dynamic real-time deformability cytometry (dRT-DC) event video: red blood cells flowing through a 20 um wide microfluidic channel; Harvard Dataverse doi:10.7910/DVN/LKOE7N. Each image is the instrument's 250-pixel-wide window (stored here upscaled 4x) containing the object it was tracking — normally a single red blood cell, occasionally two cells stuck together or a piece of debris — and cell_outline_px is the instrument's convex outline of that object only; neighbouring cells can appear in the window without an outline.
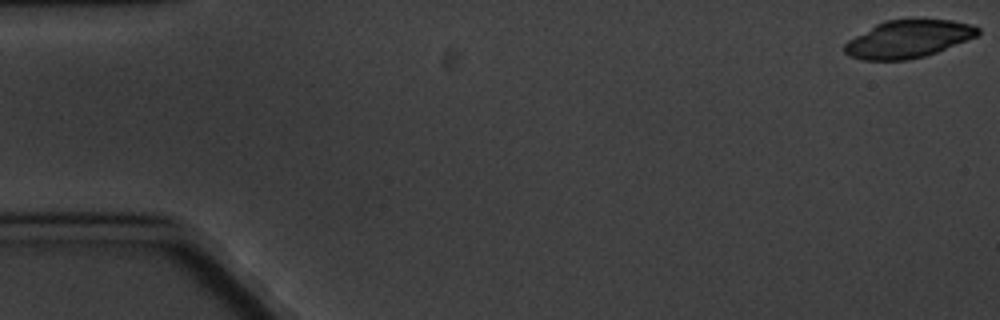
{"species": "common noctule bat (a hibernating species)", "species_latin": "Nyctalus noctula", "temperature_condition": "cold", "stored_images_in_passage": 7, "camera_frame_rate_fps": 3000, "um_per_image_px": 0.085, "animal": {"sex": "male", "body_mass_g": 20.1, "forearm_length_mm": 53.5}, "frame": {"image": 1, "passage_image": 1, "time_ms": 0.0, "image_size_px": [1000, 320], "cell_outline_px": [[980, 32], [976, 36], [936, 52], [924, 56], [908, 60], [864, 60], [848, 56], [844, 52], [844, 44], [848, 40], [876, 24], [884, 20], [952, 20], [968, 24], [980, 28]], "centroid_in_image_um": [77.15, 3.33], "position_along_channel_um": 7.8, "area_um2": 28.84}}